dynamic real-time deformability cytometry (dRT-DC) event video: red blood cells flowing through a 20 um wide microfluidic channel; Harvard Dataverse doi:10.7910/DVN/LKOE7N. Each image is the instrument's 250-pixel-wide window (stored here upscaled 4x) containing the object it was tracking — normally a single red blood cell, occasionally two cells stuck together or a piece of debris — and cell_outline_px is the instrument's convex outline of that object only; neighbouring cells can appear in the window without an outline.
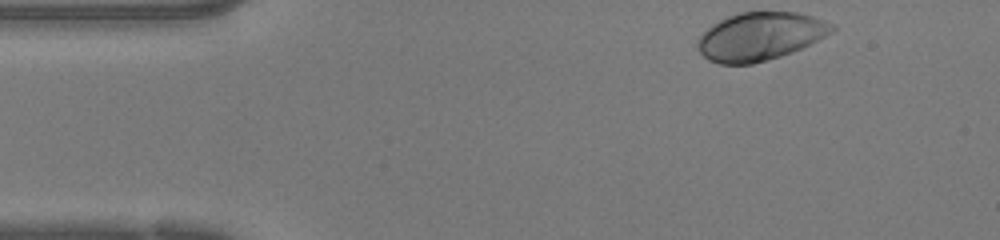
{"species": "human", "species_latin": "Homo sapiens", "temperature_condition": "warm", "stored_images_in_passage": 43, "camera_frame_rate_fps": 3000, "um_per_image_px": 0.085, "donor": {"sex": "female"}, "frame": {"image": 1, "passage_image": 1, "time_ms": 0.0, "image_size_px": [1000, 240], "cell_outline_px": [[836, 28], [832, 32], [792, 52], [780, 56], [752, 64], [720, 64], [708, 60], [700, 52], [696, 44], [696, 40], [712, 24], [728, 16], [740, 12], [796, 12], [812, 16], [832, 24]], "centroid_in_image_um": [64.57, 3.09], "position_along_channel_um": 20.4, "area_um2": 37.28}}
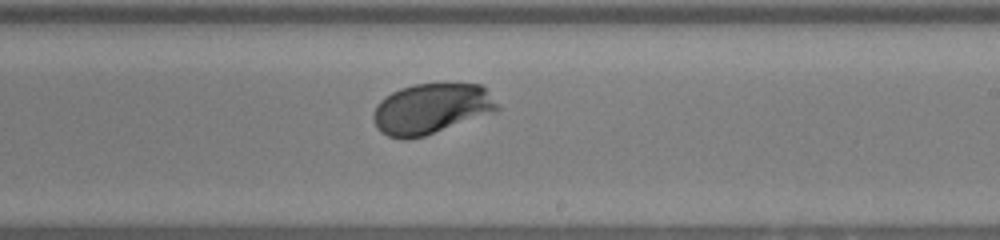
{"frame": {"image": 2, "passage_image": 23, "time_ms": 7.333, "image_size_px": [1000, 240], "cell_outline_px": [[500, 108], [496, 112], [424, 136], [408, 140], [404, 140], [388, 136], [380, 132], [376, 128], [372, 116], [376, 104], [380, 100], [392, 92], [400, 88], [412, 84], [480, 84], [488, 88]], "centroid_in_image_um": [36.65, 9.25], "position_along_channel_um": 252.3, "area_um2": 36.82}}
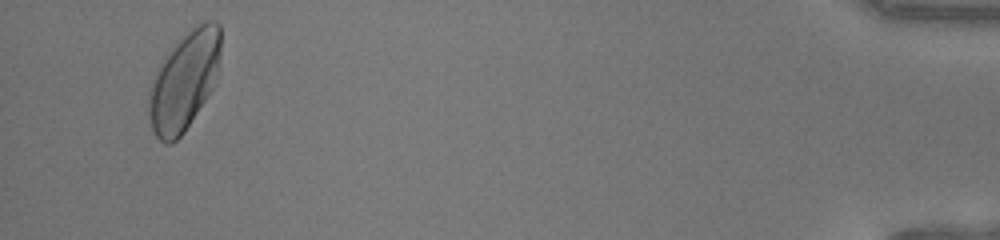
{"frame": {"image": 3, "passage_image": 41, "time_ms": 13.333, "image_size_px": [1000, 240], "cell_outline_px": [[220, 52], [212, 88], [184, 132], [176, 140], [168, 144], [164, 144], [152, 132], [148, 116], [148, 92], [152, 80], [164, 56], [176, 40], [196, 24], [204, 20], [216, 20], [220, 24]], "centroid_in_image_um": [15.62, 6.85], "position_along_channel_um": 419.6, "area_um2": 41.27}, "authors_computed_cell_mechanics": {"area_um2": 36.6452, "velocity_mm_per_s": 4.2039, "shape_relaxation_time_tau1_ms": 1.6497, "shape_relaxation_time_tau2_ms": null, "deformation_change_tau1": 0.1361, "deformation_change_tau2": null}}